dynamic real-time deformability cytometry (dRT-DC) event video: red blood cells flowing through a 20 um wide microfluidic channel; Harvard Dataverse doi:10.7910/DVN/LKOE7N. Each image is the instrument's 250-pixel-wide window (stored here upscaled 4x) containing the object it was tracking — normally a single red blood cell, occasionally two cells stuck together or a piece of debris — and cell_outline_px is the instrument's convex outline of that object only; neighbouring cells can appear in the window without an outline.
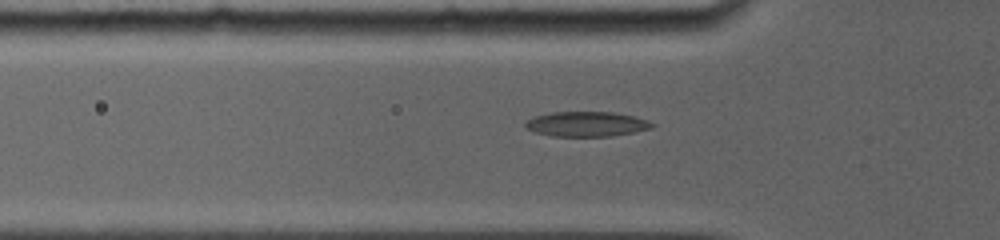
{"species": "common noctule bat (a hibernating species)", "species_latin": "Nyctalus noctula", "temperature_condition": "room temperature", "stored_images_in_passage": 31, "camera_frame_rate_fps": 5000, "um_per_image_px": 0.085, "animal": {"sex": "female", "body_mass_g": 19.0, "forearm_length_mm": 56.7}, "frame": {"image": 1, "passage_image": 10, "time_ms": 4.6, "image_size_px": [1000, 240], "cell_outline_px": [[656, 124], [652, 128], [632, 132], [608, 136], [552, 136], [536, 132], [524, 128], [524, 124], [528, 120], [536, 116], [552, 112], [612, 112], [632, 116], [648, 120]], "centroid_in_image_um": [49.85, 10.54], "position_along_channel_um": 76.0, "area_um2": 18.21}}
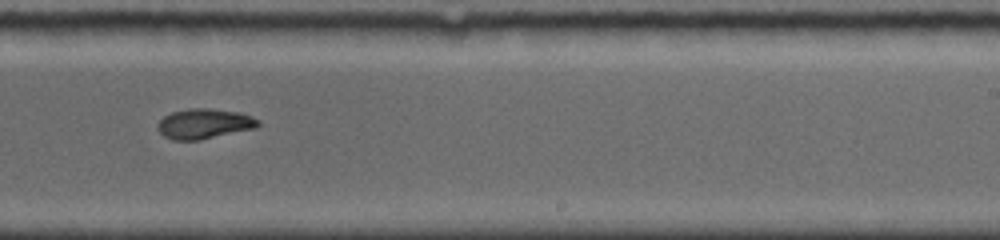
{"frame": {"image": 2, "passage_image": 19, "time_ms": 9.6, "image_size_px": [1000, 240], "cell_outline_px": [[260, 124], [256, 128], [200, 140], [172, 140], [164, 136], [156, 128], [156, 124], [164, 116], [172, 112], [188, 108], [208, 108], [240, 112], [252, 116], [260, 120]], "centroid_in_image_um": [17.36, 10.51], "position_along_channel_um": 271.6, "area_um2": 17.8}}
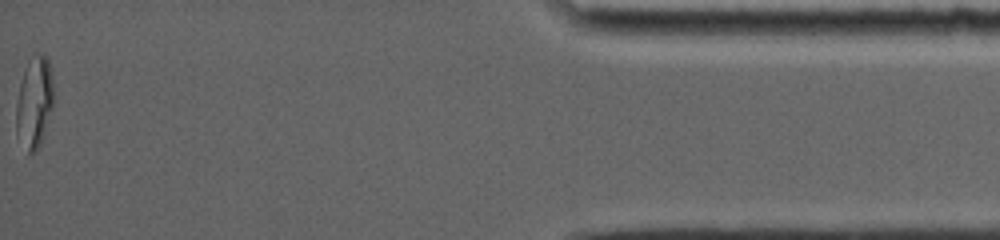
{"frame": {"image": 3, "passage_image": 31, "time_ms": 15.6, "image_size_px": [1000, 240], "cell_outline_px": [[56, 96], [40, 144], [36, 152], [28, 152], [16, 132], [16, 104], [20, 84], [24, 68], [32, 52], [48, 56]], "centroid_in_image_um": [2.95, 8.6], "position_along_channel_um": 432.3, "area_um2": 20.23}, "authors_computed_cell_mechanics": {"area_um2": 17.8602, "velocity_mm_per_s": 3.9122, "shape_relaxation_time_tau1_ms": null, "shape_relaxation_time_tau2_ms": 1.7135, "deformation_change_tau1": null, "deformation_change_tau2": 0.0455}}